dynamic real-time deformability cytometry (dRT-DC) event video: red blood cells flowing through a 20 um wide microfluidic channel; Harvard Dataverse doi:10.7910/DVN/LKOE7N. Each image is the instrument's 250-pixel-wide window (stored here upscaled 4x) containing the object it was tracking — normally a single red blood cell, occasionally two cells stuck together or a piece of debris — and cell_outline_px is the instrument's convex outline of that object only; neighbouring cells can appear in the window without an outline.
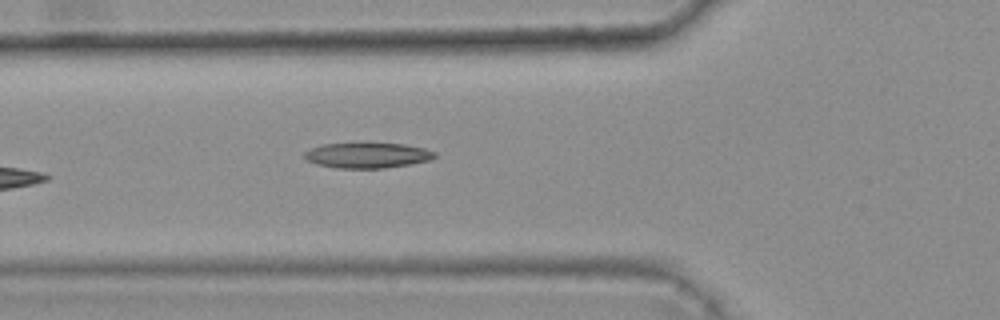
{"species": "common noctule bat (a hibernating species)", "species_latin": "Nyctalus noctula", "temperature_condition": "warm", "stored_images_in_passage": 5, "camera_frame_rate_fps": 3000, "um_per_image_px": 0.085, "animal": {"sex": "female", "body_mass_g": 25.1}, "frame": {"image": 1, "passage_image": 5, "time_ms": 1.333, "image_size_px": [1000, 320], "cell_outline_px": [[436, 156], [428, 160], [408, 164], [384, 168], [336, 168], [316, 164], [308, 160], [304, 156], [304, 152], [320, 144], [364, 140], [404, 144], [424, 148], [436, 152]], "centroid_in_image_um": [31.19, 13.14], "position_along_channel_um": 94.6, "area_um2": 20.11}}